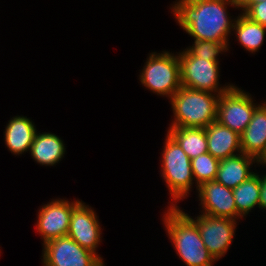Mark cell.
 <instances>
[{"instance_id": "d4e9b609", "label": "cell", "mask_w": 266, "mask_h": 266, "mask_svg": "<svg viewBox=\"0 0 266 266\" xmlns=\"http://www.w3.org/2000/svg\"><path fill=\"white\" fill-rule=\"evenodd\" d=\"M238 8H240L242 13H245L253 4L262 2L265 0H236Z\"/></svg>"}, {"instance_id": "2e32d148", "label": "cell", "mask_w": 266, "mask_h": 266, "mask_svg": "<svg viewBox=\"0 0 266 266\" xmlns=\"http://www.w3.org/2000/svg\"><path fill=\"white\" fill-rule=\"evenodd\" d=\"M4 133L7 148L17 156L30 151L37 130L30 118L17 115L8 121Z\"/></svg>"}, {"instance_id": "44dd1931", "label": "cell", "mask_w": 266, "mask_h": 266, "mask_svg": "<svg viewBox=\"0 0 266 266\" xmlns=\"http://www.w3.org/2000/svg\"><path fill=\"white\" fill-rule=\"evenodd\" d=\"M191 167L197 190L198 186L203 182L215 180L219 167V160L206 152L191 159Z\"/></svg>"}, {"instance_id": "d6986e66", "label": "cell", "mask_w": 266, "mask_h": 266, "mask_svg": "<svg viewBox=\"0 0 266 266\" xmlns=\"http://www.w3.org/2000/svg\"><path fill=\"white\" fill-rule=\"evenodd\" d=\"M232 31H235L236 39L246 51L255 53L264 44L266 26L252 21L244 13L237 16Z\"/></svg>"}, {"instance_id": "30bf717a", "label": "cell", "mask_w": 266, "mask_h": 266, "mask_svg": "<svg viewBox=\"0 0 266 266\" xmlns=\"http://www.w3.org/2000/svg\"><path fill=\"white\" fill-rule=\"evenodd\" d=\"M79 202V200L71 202L59 198L41 206L37 214V225L35 226L43 240L42 244L52 239L67 236L72 209Z\"/></svg>"}, {"instance_id": "52a82bcc", "label": "cell", "mask_w": 266, "mask_h": 266, "mask_svg": "<svg viewBox=\"0 0 266 266\" xmlns=\"http://www.w3.org/2000/svg\"><path fill=\"white\" fill-rule=\"evenodd\" d=\"M42 246L43 266H105L100 255L81 247L68 236L52 239Z\"/></svg>"}, {"instance_id": "ac0fdd59", "label": "cell", "mask_w": 266, "mask_h": 266, "mask_svg": "<svg viewBox=\"0 0 266 266\" xmlns=\"http://www.w3.org/2000/svg\"><path fill=\"white\" fill-rule=\"evenodd\" d=\"M167 133L179 144L190 159L208 152L205 128L170 127Z\"/></svg>"}, {"instance_id": "603a6c76", "label": "cell", "mask_w": 266, "mask_h": 266, "mask_svg": "<svg viewBox=\"0 0 266 266\" xmlns=\"http://www.w3.org/2000/svg\"><path fill=\"white\" fill-rule=\"evenodd\" d=\"M244 14L252 21L266 26V0L253 4Z\"/></svg>"}, {"instance_id": "9a60e30c", "label": "cell", "mask_w": 266, "mask_h": 266, "mask_svg": "<svg viewBox=\"0 0 266 266\" xmlns=\"http://www.w3.org/2000/svg\"><path fill=\"white\" fill-rule=\"evenodd\" d=\"M255 162L259 164L256 158L245 153H238L220 160L215 181L234 189L255 173L251 171V166Z\"/></svg>"}, {"instance_id": "6da1fadb", "label": "cell", "mask_w": 266, "mask_h": 266, "mask_svg": "<svg viewBox=\"0 0 266 266\" xmlns=\"http://www.w3.org/2000/svg\"><path fill=\"white\" fill-rule=\"evenodd\" d=\"M227 5L238 8L236 0H178L170 8L194 40L229 41L236 18L231 19Z\"/></svg>"}, {"instance_id": "277c9868", "label": "cell", "mask_w": 266, "mask_h": 266, "mask_svg": "<svg viewBox=\"0 0 266 266\" xmlns=\"http://www.w3.org/2000/svg\"><path fill=\"white\" fill-rule=\"evenodd\" d=\"M161 153V177L172 197L169 206L177 207V202L188 197L194 184L191 159L168 133Z\"/></svg>"}, {"instance_id": "ffe728a7", "label": "cell", "mask_w": 266, "mask_h": 266, "mask_svg": "<svg viewBox=\"0 0 266 266\" xmlns=\"http://www.w3.org/2000/svg\"><path fill=\"white\" fill-rule=\"evenodd\" d=\"M260 175L254 173L251 177L233 189L237 213L244 218L249 212L259 207L260 200Z\"/></svg>"}, {"instance_id": "8fae6325", "label": "cell", "mask_w": 266, "mask_h": 266, "mask_svg": "<svg viewBox=\"0 0 266 266\" xmlns=\"http://www.w3.org/2000/svg\"><path fill=\"white\" fill-rule=\"evenodd\" d=\"M97 214L92 207L82 200L72 209L70 226L67 236L72 238L81 247L89 249L93 253L101 241V225Z\"/></svg>"}, {"instance_id": "8992f818", "label": "cell", "mask_w": 266, "mask_h": 266, "mask_svg": "<svg viewBox=\"0 0 266 266\" xmlns=\"http://www.w3.org/2000/svg\"><path fill=\"white\" fill-rule=\"evenodd\" d=\"M181 86L221 95L234 85H219V62L194 57L187 49L179 52ZM220 86V87H219Z\"/></svg>"}, {"instance_id": "7402d4cb", "label": "cell", "mask_w": 266, "mask_h": 266, "mask_svg": "<svg viewBox=\"0 0 266 266\" xmlns=\"http://www.w3.org/2000/svg\"><path fill=\"white\" fill-rule=\"evenodd\" d=\"M229 41H203L194 40L193 46L187 50L194 57H202L206 60L219 61L218 55L229 50Z\"/></svg>"}, {"instance_id": "7a4b0ae2", "label": "cell", "mask_w": 266, "mask_h": 266, "mask_svg": "<svg viewBox=\"0 0 266 266\" xmlns=\"http://www.w3.org/2000/svg\"><path fill=\"white\" fill-rule=\"evenodd\" d=\"M167 208L162 221L177 256L186 266H213L216 260L205 248L192 216L178 206Z\"/></svg>"}, {"instance_id": "4fadbf2b", "label": "cell", "mask_w": 266, "mask_h": 266, "mask_svg": "<svg viewBox=\"0 0 266 266\" xmlns=\"http://www.w3.org/2000/svg\"><path fill=\"white\" fill-rule=\"evenodd\" d=\"M260 104L240 135L242 153L256 158L259 162L266 155V102Z\"/></svg>"}, {"instance_id": "3957f363", "label": "cell", "mask_w": 266, "mask_h": 266, "mask_svg": "<svg viewBox=\"0 0 266 266\" xmlns=\"http://www.w3.org/2000/svg\"><path fill=\"white\" fill-rule=\"evenodd\" d=\"M218 94L182 86L170 98L174 120L168 127L206 128L217 120Z\"/></svg>"}, {"instance_id": "5bb4252c", "label": "cell", "mask_w": 266, "mask_h": 266, "mask_svg": "<svg viewBox=\"0 0 266 266\" xmlns=\"http://www.w3.org/2000/svg\"><path fill=\"white\" fill-rule=\"evenodd\" d=\"M205 132L208 153L219 161L242 153L240 135L218 121H214L206 127Z\"/></svg>"}, {"instance_id": "ba28073f", "label": "cell", "mask_w": 266, "mask_h": 266, "mask_svg": "<svg viewBox=\"0 0 266 266\" xmlns=\"http://www.w3.org/2000/svg\"><path fill=\"white\" fill-rule=\"evenodd\" d=\"M244 90L233 86L229 91L219 96L217 104V120L220 124L241 135L258 106Z\"/></svg>"}, {"instance_id": "9c48e42d", "label": "cell", "mask_w": 266, "mask_h": 266, "mask_svg": "<svg viewBox=\"0 0 266 266\" xmlns=\"http://www.w3.org/2000/svg\"><path fill=\"white\" fill-rule=\"evenodd\" d=\"M193 220L199 228L205 248L218 261L231 247L237 226L236 220L202 213Z\"/></svg>"}, {"instance_id": "e0dca14e", "label": "cell", "mask_w": 266, "mask_h": 266, "mask_svg": "<svg viewBox=\"0 0 266 266\" xmlns=\"http://www.w3.org/2000/svg\"><path fill=\"white\" fill-rule=\"evenodd\" d=\"M64 145L63 140L54 133L37 132L29 153L40 165L53 166L64 157Z\"/></svg>"}, {"instance_id": "cb8c5ba5", "label": "cell", "mask_w": 266, "mask_h": 266, "mask_svg": "<svg viewBox=\"0 0 266 266\" xmlns=\"http://www.w3.org/2000/svg\"><path fill=\"white\" fill-rule=\"evenodd\" d=\"M260 200H259V209L266 210V174L260 176Z\"/></svg>"}, {"instance_id": "5b68a950", "label": "cell", "mask_w": 266, "mask_h": 266, "mask_svg": "<svg viewBox=\"0 0 266 266\" xmlns=\"http://www.w3.org/2000/svg\"><path fill=\"white\" fill-rule=\"evenodd\" d=\"M139 79L146 89L170 99L182 87L179 52L150 53Z\"/></svg>"}, {"instance_id": "7c38bea8", "label": "cell", "mask_w": 266, "mask_h": 266, "mask_svg": "<svg viewBox=\"0 0 266 266\" xmlns=\"http://www.w3.org/2000/svg\"><path fill=\"white\" fill-rule=\"evenodd\" d=\"M201 213L213 217H228L234 220L242 217L237 213L233 189L214 181H206L198 186Z\"/></svg>"}]
</instances>
